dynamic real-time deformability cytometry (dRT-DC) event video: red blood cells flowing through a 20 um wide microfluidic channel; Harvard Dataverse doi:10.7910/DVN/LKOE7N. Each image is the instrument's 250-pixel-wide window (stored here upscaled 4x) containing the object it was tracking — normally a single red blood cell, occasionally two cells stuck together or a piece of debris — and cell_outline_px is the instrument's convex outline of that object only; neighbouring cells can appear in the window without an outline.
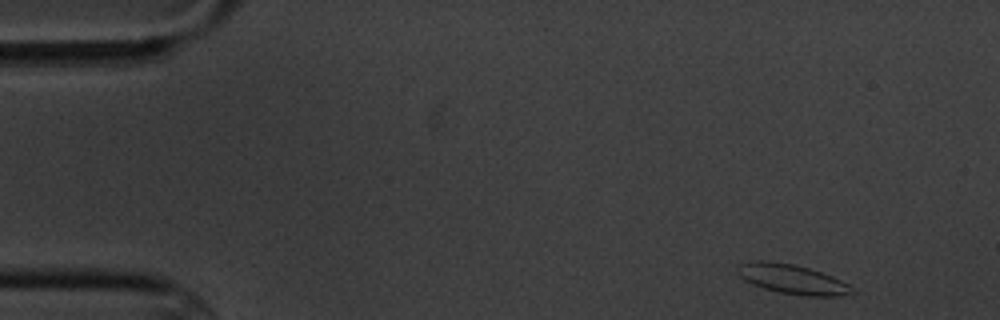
{"species": "common noctule bat (a hibernating species)", "species_latin": "Nyctalus noctula", "temperature_condition": "cold", "stored_images_in_passage": 9, "camera_frame_rate_fps": 3000, "um_per_image_px": 0.085, "animal": {"sex": "male", "body_mass_g": 20.1, "forearm_length_mm": 53.5}, "frame": {"image": 1, "passage_image": 1, "time_ms": 0.0, "image_size_px": [1000, 320], "cell_outline_px": [[856, 292], [840, 296], [804, 296], [780, 292], [764, 288], [752, 284], [744, 280], [736, 272], [736, 268], [740, 264], [752, 260], [768, 260], [796, 264], [832, 276], [856, 288]], "centroid_in_image_um": [67.34, 23.72], "position_along_channel_um": 17.7, "area_um2": 19.94}}
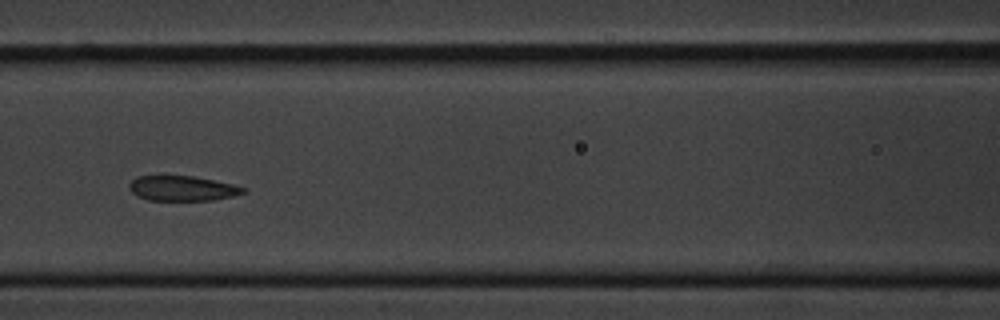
{"frame": {"image": 2, "passage_image": 7, "time_ms": 6.667, "image_size_px": [1000, 320], "cell_outline_px": [[248, 188], [244, 192], [232, 196], [212, 200], [148, 200], [136, 196], [128, 188], [128, 184], [136, 176], [192, 176], [232, 184]], "centroid_in_image_um": [15.45, 16.01], "position_along_channel_um": 151.1, "area_um2": 16.53}}
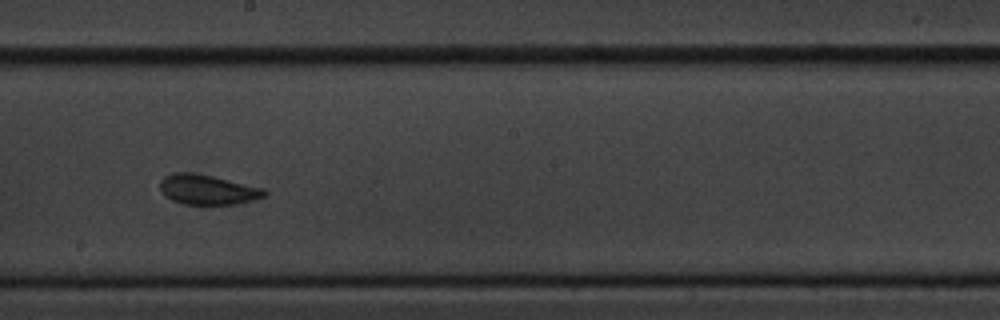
{"frame": {"image": 3, "passage_image": 9, "time_ms": 9.0, "image_size_px": [1000, 320], "cell_outline_px": [[268, 196], [240, 204], [184, 204], [172, 200], [164, 196], [160, 192], [160, 180], [164, 176], [172, 172], [192, 172], [212, 176], [264, 188], [268, 192]], "centroid_in_image_um": [17.65, 16.12], "position_along_channel_um": 230.6, "area_um2": 18.5}}